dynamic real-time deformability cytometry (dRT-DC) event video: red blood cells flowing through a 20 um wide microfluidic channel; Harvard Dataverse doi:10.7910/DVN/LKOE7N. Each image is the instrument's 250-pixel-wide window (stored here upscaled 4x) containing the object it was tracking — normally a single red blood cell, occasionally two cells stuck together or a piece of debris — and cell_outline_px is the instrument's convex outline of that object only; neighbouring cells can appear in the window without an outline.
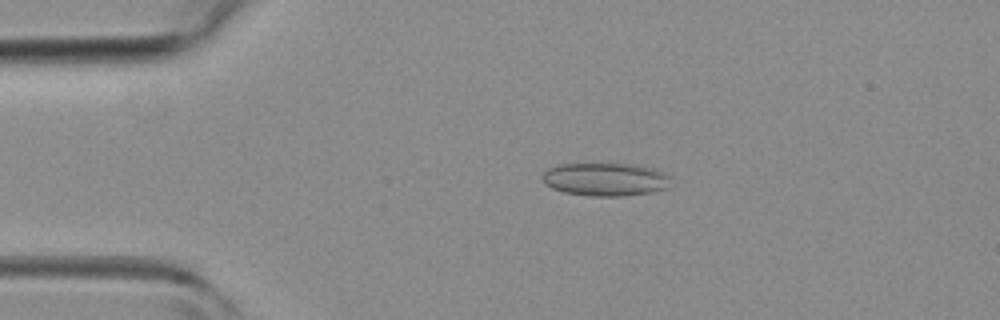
{"species": "common noctule bat (a hibernating species)", "species_latin": "Nyctalus noctula", "temperature_condition": "room temperature", "stored_images_in_passage": 44, "camera_frame_rate_fps": 3000, "um_per_image_px": 0.085, "animal": {"sex": "female", "body_mass_g": 19.3, "forearm_length_mm": 54.1}, "frame": {"image": 1, "passage_image": 9, "time_ms": 2.667, "image_size_px": [1000, 320], "cell_outline_px": [[672, 176], [668, 188], [652, 192], [624, 196], [588, 196], [564, 192], [552, 188], [544, 184], [540, 176], [548, 168], [560, 164], [632, 164], [652, 168], [664, 172]], "centroid_in_image_um": [51.46, 15.25], "position_along_channel_um": 33.5, "area_um2": 25.09}}
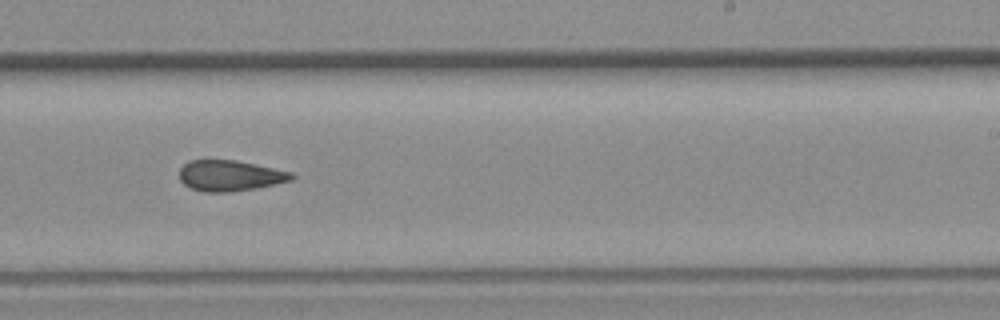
{"frame": {"image": 2, "passage_image": 27, "time_ms": 8.667, "image_size_px": [1000, 320], "cell_outline_px": [[296, 176], [292, 180], [256, 188], [232, 192], [204, 192], [192, 188], [184, 184], [180, 180], [180, 168], [188, 160], [236, 160], [292, 172]], "centroid_in_image_um": [19.55, 14.93], "position_along_channel_um": 269.5, "area_um2": 20.11}}
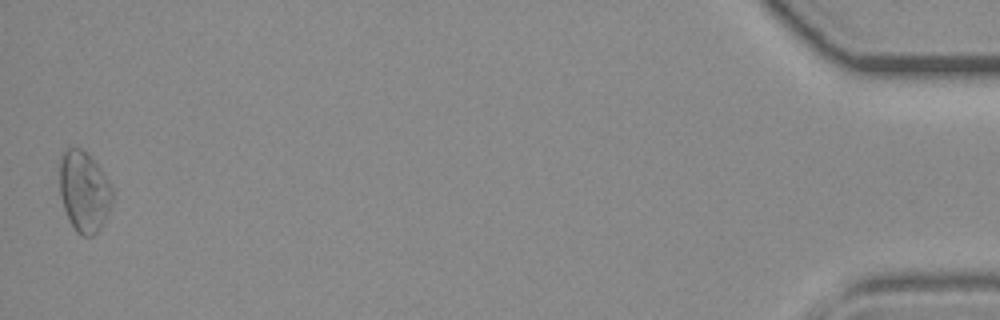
{"frame": {"image": 3, "passage_image": 44, "time_ms": 14.333, "image_size_px": [1000, 320], "cell_outline_px": [[112, 200], [108, 212], [100, 228], [92, 236], [84, 236], [76, 232], [64, 208], [60, 196], [60, 156], [68, 148], [80, 148], [100, 168], [112, 184]], "centroid_in_image_um": [7.15, 16.28], "position_along_channel_um": 428.1, "area_um2": 24.45}}